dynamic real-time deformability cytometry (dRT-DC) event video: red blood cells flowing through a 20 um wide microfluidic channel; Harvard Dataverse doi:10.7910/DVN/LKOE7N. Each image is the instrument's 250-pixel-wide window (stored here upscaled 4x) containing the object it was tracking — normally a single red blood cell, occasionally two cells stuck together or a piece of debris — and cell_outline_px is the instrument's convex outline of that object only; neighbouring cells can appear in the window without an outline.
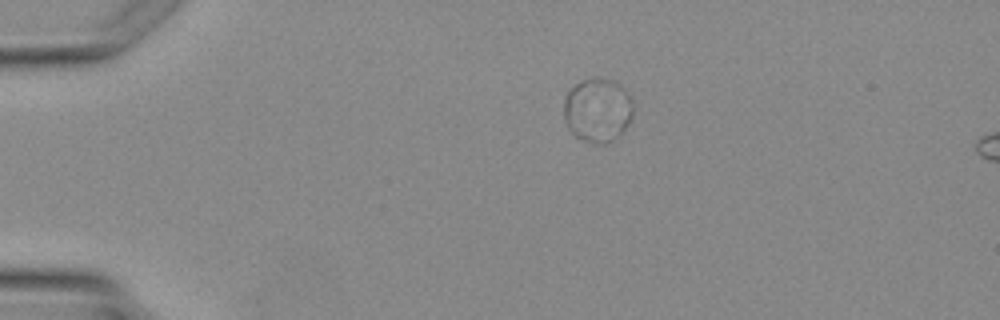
{"species": "Egyptian fruit bat (a non-hibernating species)", "species_latin": "Rousettus aegyptiacus", "temperature_condition": "warm", "stored_images_in_passage": 2, "camera_frame_rate_fps": 3000, "um_per_image_px": 0.085, "animal": {"sex": "female"}, "frame": {"image": 1, "passage_image": 1, "time_ms": 0.0, "image_size_px": [1000, 320], "cell_outline_px": [[632, 116], [628, 124], [612, 140], [604, 144], [600, 144], [584, 140], [576, 136], [568, 128], [564, 120], [564, 96], [580, 80], [596, 76], [612, 80], [620, 84], [624, 88], [632, 100]], "centroid_in_image_um": [50.77, 9.32], "position_along_channel_um": 34.2, "area_um2": 25.84}}